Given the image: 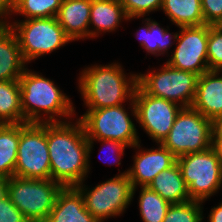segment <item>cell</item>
Instances as JSON below:
<instances>
[{"label": "cell", "mask_w": 222, "mask_h": 222, "mask_svg": "<svg viewBox=\"0 0 222 222\" xmlns=\"http://www.w3.org/2000/svg\"><path fill=\"white\" fill-rule=\"evenodd\" d=\"M47 144L51 180L63 187L84 182L89 173V143L81 120L78 118L74 124L71 120L47 122Z\"/></svg>", "instance_id": "obj_1"}, {"label": "cell", "mask_w": 222, "mask_h": 222, "mask_svg": "<svg viewBox=\"0 0 222 222\" xmlns=\"http://www.w3.org/2000/svg\"><path fill=\"white\" fill-rule=\"evenodd\" d=\"M19 83L23 123L62 122L63 119H73V102L54 81L26 68L19 78ZM43 114L44 118L41 116Z\"/></svg>", "instance_id": "obj_2"}, {"label": "cell", "mask_w": 222, "mask_h": 222, "mask_svg": "<svg viewBox=\"0 0 222 222\" xmlns=\"http://www.w3.org/2000/svg\"><path fill=\"white\" fill-rule=\"evenodd\" d=\"M122 68L119 63L100 64L80 72L78 87L88 109L122 105L133 99L137 74L128 77Z\"/></svg>", "instance_id": "obj_3"}, {"label": "cell", "mask_w": 222, "mask_h": 222, "mask_svg": "<svg viewBox=\"0 0 222 222\" xmlns=\"http://www.w3.org/2000/svg\"><path fill=\"white\" fill-rule=\"evenodd\" d=\"M129 112L122 105L100 109H87L79 118L88 139V171L94 141L114 140L133 147L140 142L137 129Z\"/></svg>", "instance_id": "obj_4"}, {"label": "cell", "mask_w": 222, "mask_h": 222, "mask_svg": "<svg viewBox=\"0 0 222 222\" xmlns=\"http://www.w3.org/2000/svg\"><path fill=\"white\" fill-rule=\"evenodd\" d=\"M62 185L51 179L8 178L6 194L29 222H45Z\"/></svg>", "instance_id": "obj_5"}, {"label": "cell", "mask_w": 222, "mask_h": 222, "mask_svg": "<svg viewBox=\"0 0 222 222\" xmlns=\"http://www.w3.org/2000/svg\"><path fill=\"white\" fill-rule=\"evenodd\" d=\"M9 27L16 35L26 63L71 42L56 17L17 20L10 23Z\"/></svg>", "instance_id": "obj_6"}, {"label": "cell", "mask_w": 222, "mask_h": 222, "mask_svg": "<svg viewBox=\"0 0 222 222\" xmlns=\"http://www.w3.org/2000/svg\"><path fill=\"white\" fill-rule=\"evenodd\" d=\"M190 199L205 202L222 186V164L213 147L176 158Z\"/></svg>", "instance_id": "obj_7"}, {"label": "cell", "mask_w": 222, "mask_h": 222, "mask_svg": "<svg viewBox=\"0 0 222 222\" xmlns=\"http://www.w3.org/2000/svg\"><path fill=\"white\" fill-rule=\"evenodd\" d=\"M127 173H119L93 189L83 182L76 186L82 194L86 210L99 222L123 215L133 201V185Z\"/></svg>", "instance_id": "obj_8"}, {"label": "cell", "mask_w": 222, "mask_h": 222, "mask_svg": "<svg viewBox=\"0 0 222 222\" xmlns=\"http://www.w3.org/2000/svg\"><path fill=\"white\" fill-rule=\"evenodd\" d=\"M137 73V85L147 94L191 107L199 75L171 67L166 62L159 71Z\"/></svg>", "instance_id": "obj_9"}, {"label": "cell", "mask_w": 222, "mask_h": 222, "mask_svg": "<svg viewBox=\"0 0 222 222\" xmlns=\"http://www.w3.org/2000/svg\"><path fill=\"white\" fill-rule=\"evenodd\" d=\"M176 158L212 147V121L191 107H182L161 143Z\"/></svg>", "instance_id": "obj_10"}, {"label": "cell", "mask_w": 222, "mask_h": 222, "mask_svg": "<svg viewBox=\"0 0 222 222\" xmlns=\"http://www.w3.org/2000/svg\"><path fill=\"white\" fill-rule=\"evenodd\" d=\"M14 176L51 179L47 122L20 123V141Z\"/></svg>", "instance_id": "obj_11"}, {"label": "cell", "mask_w": 222, "mask_h": 222, "mask_svg": "<svg viewBox=\"0 0 222 222\" xmlns=\"http://www.w3.org/2000/svg\"><path fill=\"white\" fill-rule=\"evenodd\" d=\"M129 103L131 115L157 144L168 136L182 108L172 101L145 93L138 85Z\"/></svg>", "instance_id": "obj_12"}, {"label": "cell", "mask_w": 222, "mask_h": 222, "mask_svg": "<svg viewBox=\"0 0 222 222\" xmlns=\"http://www.w3.org/2000/svg\"><path fill=\"white\" fill-rule=\"evenodd\" d=\"M177 44L166 62L173 68L196 73L199 76L209 71L207 44L208 25L179 27Z\"/></svg>", "instance_id": "obj_13"}, {"label": "cell", "mask_w": 222, "mask_h": 222, "mask_svg": "<svg viewBox=\"0 0 222 222\" xmlns=\"http://www.w3.org/2000/svg\"><path fill=\"white\" fill-rule=\"evenodd\" d=\"M140 143L131 148L138 151L133 157L132 168L128 169V176L133 185V196L137 186H148L154 177L161 171L170 168L175 162L176 157L161 143L156 149H140Z\"/></svg>", "instance_id": "obj_14"}, {"label": "cell", "mask_w": 222, "mask_h": 222, "mask_svg": "<svg viewBox=\"0 0 222 222\" xmlns=\"http://www.w3.org/2000/svg\"><path fill=\"white\" fill-rule=\"evenodd\" d=\"M222 71L209 70L198 77L192 107L213 121L222 116ZM221 74V75H220Z\"/></svg>", "instance_id": "obj_15"}, {"label": "cell", "mask_w": 222, "mask_h": 222, "mask_svg": "<svg viewBox=\"0 0 222 222\" xmlns=\"http://www.w3.org/2000/svg\"><path fill=\"white\" fill-rule=\"evenodd\" d=\"M91 0H62L57 21L73 42L90 38Z\"/></svg>", "instance_id": "obj_16"}, {"label": "cell", "mask_w": 222, "mask_h": 222, "mask_svg": "<svg viewBox=\"0 0 222 222\" xmlns=\"http://www.w3.org/2000/svg\"><path fill=\"white\" fill-rule=\"evenodd\" d=\"M45 222H99L85 208L76 186L62 187Z\"/></svg>", "instance_id": "obj_17"}, {"label": "cell", "mask_w": 222, "mask_h": 222, "mask_svg": "<svg viewBox=\"0 0 222 222\" xmlns=\"http://www.w3.org/2000/svg\"><path fill=\"white\" fill-rule=\"evenodd\" d=\"M16 35L9 26H0V81L19 80L27 68Z\"/></svg>", "instance_id": "obj_18"}, {"label": "cell", "mask_w": 222, "mask_h": 222, "mask_svg": "<svg viewBox=\"0 0 222 222\" xmlns=\"http://www.w3.org/2000/svg\"><path fill=\"white\" fill-rule=\"evenodd\" d=\"M123 6L119 0H91L89 26L94 25L90 30V38L98 37L101 32L115 31L122 22L129 21Z\"/></svg>", "instance_id": "obj_19"}, {"label": "cell", "mask_w": 222, "mask_h": 222, "mask_svg": "<svg viewBox=\"0 0 222 222\" xmlns=\"http://www.w3.org/2000/svg\"><path fill=\"white\" fill-rule=\"evenodd\" d=\"M148 187L157 192L170 204H179L190 201L188 187L182 177L177 162L170 168L161 171L148 184Z\"/></svg>", "instance_id": "obj_20"}, {"label": "cell", "mask_w": 222, "mask_h": 222, "mask_svg": "<svg viewBox=\"0 0 222 222\" xmlns=\"http://www.w3.org/2000/svg\"><path fill=\"white\" fill-rule=\"evenodd\" d=\"M161 10L177 27L205 25L201 0H163Z\"/></svg>", "instance_id": "obj_21"}, {"label": "cell", "mask_w": 222, "mask_h": 222, "mask_svg": "<svg viewBox=\"0 0 222 222\" xmlns=\"http://www.w3.org/2000/svg\"><path fill=\"white\" fill-rule=\"evenodd\" d=\"M20 141V123L0 124V177L14 176Z\"/></svg>", "instance_id": "obj_22"}, {"label": "cell", "mask_w": 222, "mask_h": 222, "mask_svg": "<svg viewBox=\"0 0 222 222\" xmlns=\"http://www.w3.org/2000/svg\"><path fill=\"white\" fill-rule=\"evenodd\" d=\"M144 27L136 30L140 45L146 50L147 53L155 56L168 53V49L172 46L173 42L176 41L178 32L169 33L168 29L160 27L157 21L151 20V18H145ZM143 33H140V32ZM173 34V35H172ZM172 39L173 42L171 41Z\"/></svg>", "instance_id": "obj_23"}, {"label": "cell", "mask_w": 222, "mask_h": 222, "mask_svg": "<svg viewBox=\"0 0 222 222\" xmlns=\"http://www.w3.org/2000/svg\"><path fill=\"white\" fill-rule=\"evenodd\" d=\"M19 80L0 81V124L23 123Z\"/></svg>", "instance_id": "obj_24"}, {"label": "cell", "mask_w": 222, "mask_h": 222, "mask_svg": "<svg viewBox=\"0 0 222 222\" xmlns=\"http://www.w3.org/2000/svg\"><path fill=\"white\" fill-rule=\"evenodd\" d=\"M139 211L143 222H163L170 203L148 186H141Z\"/></svg>", "instance_id": "obj_25"}, {"label": "cell", "mask_w": 222, "mask_h": 222, "mask_svg": "<svg viewBox=\"0 0 222 222\" xmlns=\"http://www.w3.org/2000/svg\"><path fill=\"white\" fill-rule=\"evenodd\" d=\"M62 0H14L13 14L26 19L56 17Z\"/></svg>", "instance_id": "obj_26"}, {"label": "cell", "mask_w": 222, "mask_h": 222, "mask_svg": "<svg viewBox=\"0 0 222 222\" xmlns=\"http://www.w3.org/2000/svg\"><path fill=\"white\" fill-rule=\"evenodd\" d=\"M203 202L187 201L179 204H171L167 210L163 222H202Z\"/></svg>", "instance_id": "obj_27"}, {"label": "cell", "mask_w": 222, "mask_h": 222, "mask_svg": "<svg viewBox=\"0 0 222 222\" xmlns=\"http://www.w3.org/2000/svg\"><path fill=\"white\" fill-rule=\"evenodd\" d=\"M207 56L209 70L222 71V26L208 25Z\"/></svg>", "instance_id": "obj_28"}, {"label": "cell", "mask_w": 222, "mask_h": 222, "mask_svg": "<svg viewBox=\"0 0 222 222\" xmlns=\"http://www.w3.org/2000/svg\"><path fill=\"white\" fill-rule=\"evenodd\" d=\"M128 18H141L162 8L163 0H119Z\"/></svg>", "instance_id": "obj_29"}, {"label": "cell", "mask_w": 222, "mask_h": 222, "mask_svg": "<svg viewBox=\"0 0 222 222\" xmlns=\"http://www.w3.org/2000/svg\"><path fill=\"white\" fill-rule=\"evenodd\" d=\"M206 25L219 26L222 23V0H201Z\"/></svg>", "instance_id": "obj_30"}, {"label": "cell", "mask_w": 222, "mask_h": 222, "mask_svg": "<svg viewBox=\"0 0 222 222\" xmlns=\"http://www.w3.org/2000/svg\"><path fill=\"white\" fill-rule=\"evenodd\" d=\"M0 222H29L23 213L11 202L8 195L0 198Z\"/></svg>", "instance_id": "obj_31"}, {"label": "cell", "mask_w": 222, "mask_h": 222, "mask_svg": "<svg viewBox=\"0 0 222 222\" xmlns=\"http://www.w3.org/2000/svg\"><path fill=\"white\" fill-rule=\"evenodd\" d=\"M98 142H102V145H104L105 147L107 146V148L110 146L111 148V153L112 156L115 157L113 163H109L110 166L114 165L115 163L117 165H121V156L124 155V149L128 146H126L125 144L119 142V141H114V140H98ZM101 150H103L101 148ZM111 155V154H110Z\"/></svg>", "instance_id": "obj_32"}, {"label": "cell", "mask_w": 222, "mask_h": 222, "mask_svg": "<svg viewBox=\"0 0 222 222\" xmlns=\"http://www.w3.org/2000/svg\"><path fill=\"white\" fill-rule=\"evenodd\" d=\"M12 14H13V1L0 0V26H9L10 23L9 21L5 20V18L7 19V16L9 18Z\"/></svg>", "instance_id": "obj_33"}, {"label": "cell", "mask_w": 222, "mask_h": 222, "mask_svg": "<svg viewBox=\"0 0 222 222\" xmlns=\"http://www.w3.org/2000/svg\"><path fill=\"white\" fill-rule=\"evenodd\" d=\"M212 140H222V116L212 121Z\"/></svg>", "instance_id": "obj_34"}, {"label": "cell", "mask_w": 222, "mask_h": 222, "mask_svg": "<svg viewBox=\"0 0 222 222\" xmlns=\"http://www.w3.org/2000/svg\"><path fill=\"white\" fill-rule=\"evenodd\" d=\"M208 222H222V202L218 206H214L208 215Z\"/></svg>", "instance_id": "obj_35"}, {"label": "cell", "mask_w": 222, "mask_h": 222, "mask_svg": "<svg viewBox=\"0 0 222 222\" xmlns=\"http://www.w3.org/2000/svg\"><path fill=\"white\" fill-rule=\"evenodd\" d=\"M212 147L216 151L219 161L222 164V140H212Z\"/></svg>", "instance_id": "obj_36"}, {"label": "cell", "mask_w": 222, "mask_h": 222, "mask_svg": "<svg viewBox=\"0 0 222 222\" xmlns=\"http://www.w3.org/2000/svg\"><path fill=\"white\" fill-rule=\"evenodd\" d=\"M7 181V178L0 177V198H2L6 194Z\"/></svg>", "instance_id": "obj_37"}]
</instances>
